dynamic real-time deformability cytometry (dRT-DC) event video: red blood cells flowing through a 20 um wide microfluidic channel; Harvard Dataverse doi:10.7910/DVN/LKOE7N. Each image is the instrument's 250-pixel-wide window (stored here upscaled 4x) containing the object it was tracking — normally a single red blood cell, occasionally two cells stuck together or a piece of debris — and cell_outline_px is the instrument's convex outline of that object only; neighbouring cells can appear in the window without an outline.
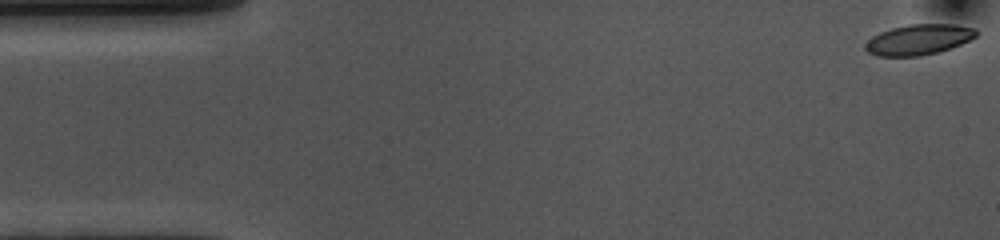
{"species": "common noctule bat (a hibernating species)", "species_latin": "Nyctalus noctula", "temperature_condition": "cold", "stored_images_in_passage": 54, "camera_frame_rate_fps": 3000, "um_per_image_px": 0.085, "animal": {"sex": "female", "body_mass_g": 10.0, "forearm_length_mm": 53.1}, "frame": {"image": 1, "passage_image": 1, "time_ms": 0.0, "image_size_px": [1000, 240], "cell_outline_px": [[980, 32], [976, 36], [952, 48], [920, 56], [876, 56], [868, 52], [864, 48], [864, 44], [872, 36], [880, 32], [892, 28], [908, 24], [956, 24], [976, 28]], "centroid_in_image_um": [78.09, 3.36], "position_along_channel_um": 6.9, "area_um2": 19.83}}
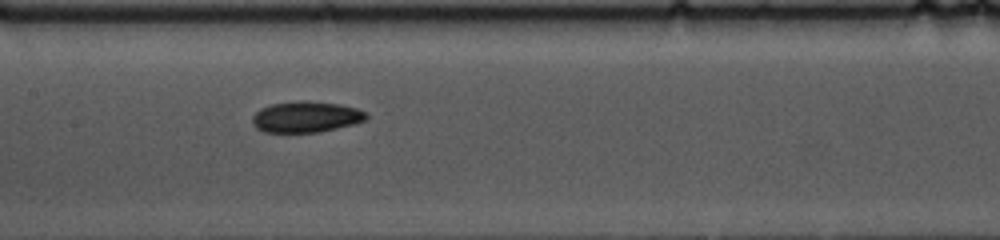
{"frame": {"image": 2, "passage_image": 25, "time_ms": 8.0, "image_size_px": [1000, 240], "cell_outline_px": [[368, 116], [364, 120], [356, 124], [320, 132], [264, 132], [256, 128], [252, 124], [252, 116], [260, 108], [272, 104], [296, 100], [300, 100], [340, 104], [356, 108], [368, 112]], "centroid_in_image_um": [26.01, 9.93], "position_along_channel_um": 181.4, "area_um2": 20.81}}
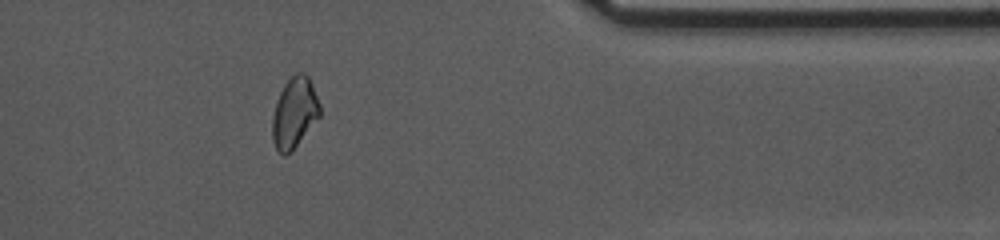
{"frame": {"image": 3, "passage_image": 44, "time_ms": 14.333, "image_size_px": [1000, 240], "cell_outline_px": [[320, 116], [296, 144], [284, 156], [276, 148], [272, 140], [272, 116], [276, 100], [284, 84], [296, 72], [304, 72], [308, 76], [312, 84], [320, 104]], "centroid_in_image_um": [25.01, 9.53], "position_along_channel_um": 386.4, "area_um2": 19.25}, "authors_computed_cell_mechanics": {"area_um2": 20.2589, "velocity_mm_per_s": 3.6095, "shape_relaxation_time_tau1_ms": 3.9992, "shape_relaxation_time_tau2_ms": 9.8052, "deformation_change_tau1": 0.1, "deformation_change_tau2": 0.1476}}